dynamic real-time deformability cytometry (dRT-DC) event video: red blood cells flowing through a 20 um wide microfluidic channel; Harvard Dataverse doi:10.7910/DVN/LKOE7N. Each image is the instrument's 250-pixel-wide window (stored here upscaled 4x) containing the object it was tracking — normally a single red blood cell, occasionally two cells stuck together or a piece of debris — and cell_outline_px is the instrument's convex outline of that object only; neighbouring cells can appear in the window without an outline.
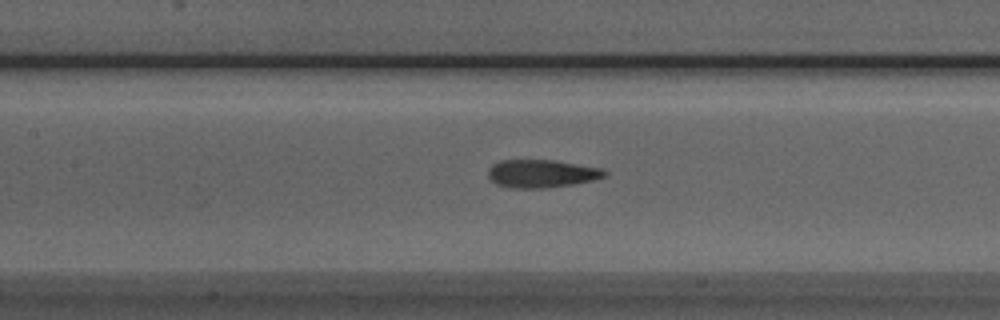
{"species": "Egyptian fruit bat (a non-hibernating species)", "species_latin": "Rousettus aegyptiacus", "temperature_condition": "room temperature", "stored_images_in_passage": 31, "camera_frame_rate_fps": 3000, "um_per_image_px": 0.085, "animal": {"sex": "male"}, "frame": {"image": 1, "passage_image": 10, "time_ms": 3.0, "image_size_px": [1000, 320], "cell_outline_px": [[608, 176], [592, 180], [572, 184], [544, 188], [508, 188], [496, 184], [488, 176], [488, 168], [492, 164], [500, 160], [556, 160], [600, 168], [608, 172]], "centroid_in_image_um": [46.02, 14.75], "position_along_channel_um": 161.4, "area_um2": 19.07}}
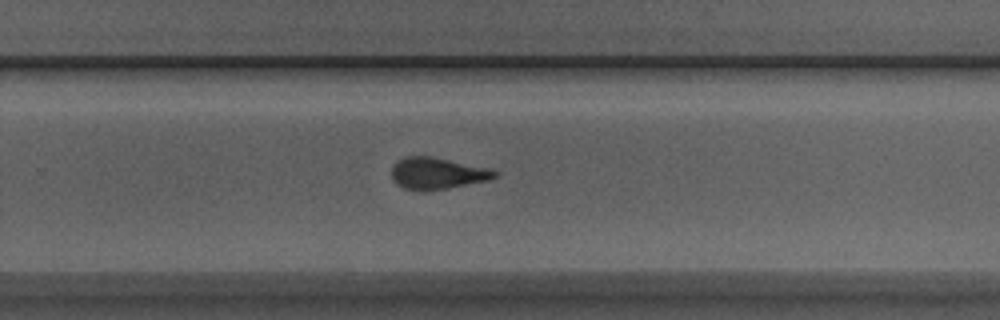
{"frame": {"image": 2, "passage_image": 20, "time_ms": 6.333, "image_size_px": [1000, 320], "cell_outline_px": [[500, 172], [496, 176], [488, 180], [444, 188], [404, 188], [396, 184], [392, 180], [392, 164], [408, 156], [432, 156], [488, 168]], "centroid_in_image_um": [37.16, 14.69], "position_along_channel_um": 292.6, "area_um2": 18.32}}
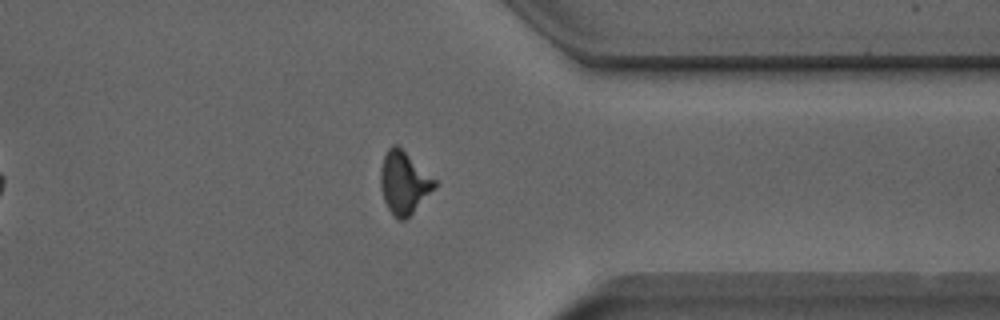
{"frame": {"image": 3, "passage_image": 27, "time_ms": 8.667, "image_size_px": [1000, 320], "cell_outline_px": [[436, 184], [412, 212], [404, 220], [396, 220], [392, 216], [384, 200], [380, 184], [380, 168], [384, 156], [388, 148], [392, 144], [396, 144], [436, 180]], "centroid_in_image_um": [34.28, 15.52], "position_along_channel_um": 377.1, "area_um2": 19.13}}